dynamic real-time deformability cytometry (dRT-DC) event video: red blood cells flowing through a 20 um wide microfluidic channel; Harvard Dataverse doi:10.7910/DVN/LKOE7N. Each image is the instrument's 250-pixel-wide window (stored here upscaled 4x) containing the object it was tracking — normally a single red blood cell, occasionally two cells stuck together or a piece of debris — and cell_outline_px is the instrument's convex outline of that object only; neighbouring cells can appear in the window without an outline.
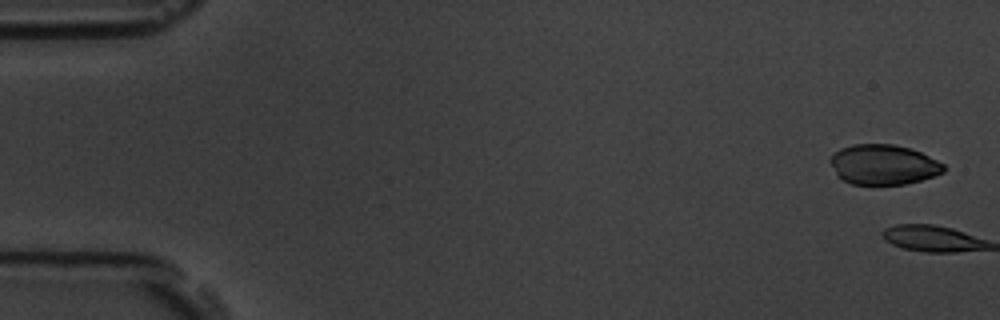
{"species": "common noctule bat (a hibernating species)", "species_latin": "Nyctalus noctula", "temperature_condition": "room temperature", "stored_images_in_passage": 3, "camera_frame_rate_fps": 3000, "um_per_image_px": 0.085, "animal": {"sex": "male", "body_mass_g": 19.5, "forearm_length_mm": 54.6}, "frame": {"image": 1, "passage_image": 2, "time_ms": 0.333, "image_size_px": [1000, 320], "cell_outline_px": [[944, 172], [920, 180], [904, 184], [852, 184], [836, 176], [828, 160], [840, 148], [852, 144], [892, 144], [908, 148], [920, 152], [944, 164]], "centroid_in_image_um": [75.04, 13.99], "position_along_channel_um": 10.0, "area_um2": 26.3}}